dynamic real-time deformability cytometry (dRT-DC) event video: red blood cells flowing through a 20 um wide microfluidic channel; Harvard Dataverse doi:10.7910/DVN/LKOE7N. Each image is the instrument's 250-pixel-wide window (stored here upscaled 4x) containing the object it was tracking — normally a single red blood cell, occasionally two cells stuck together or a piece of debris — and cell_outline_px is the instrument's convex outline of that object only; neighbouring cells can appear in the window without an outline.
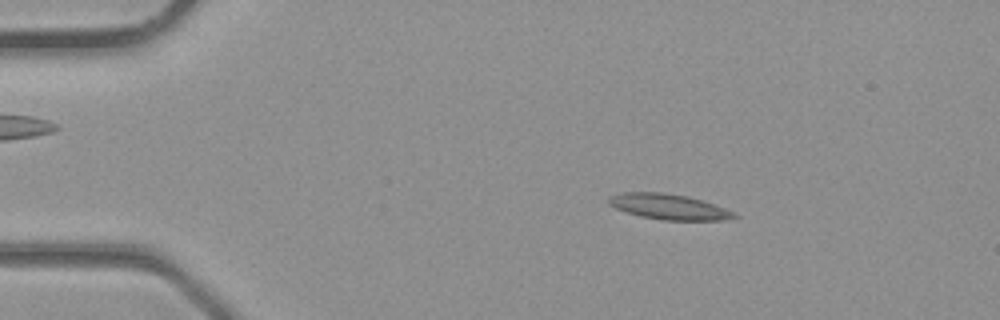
{"species": "common noctule bat (a hibernating species)", "species_latin": "Nyctalus noctula", "temperature_condition": "room temperature", "stored_images_in_passage": 24, "camera_frame_rate_fps": 3000, "um_per_image_px": 0.085, "animal": {"sex": "male", "body_mass_g": 23.1, "forearm_length_mm": 52.7}, "frame": {"image": 1, "passage_image": 6, "time_ms": 1.667, "image_size_px": [1000, 320], "cell_outline_px": [[740, 216], [728, 220], [664, 220], [640, 216], [616, 208], [608, 204], [608, 196], [624, 192], [660, 192], [688, 196], [724, 208]], "centroid_in_image_um": [56.83, 17.57], "position_along_channel_um": 28.2, "area_um2": 18.44}}
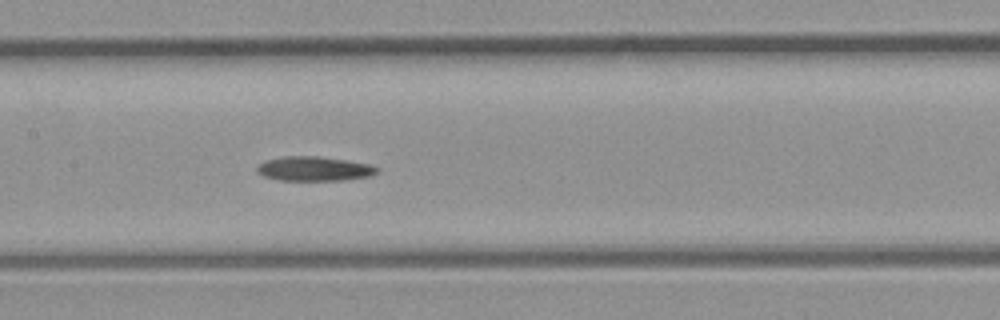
{"frame": {"image": 2, "passage_image": 18, "time_ms": 5.667, "image_size_px": [1000, 320], "cell_outline_px": [[380, 172], [368, 176], [344, 180], [276, 180], [264, 176], [256, 172], [256, 164], [264, 160], [280, 156], [320, 156], [348, 160], [368, 164], [380, 168]], "centroid_in_image_um": [26.66, 14.33], "position_along_channel_um": 180.7, "area_um2": 17.4}}
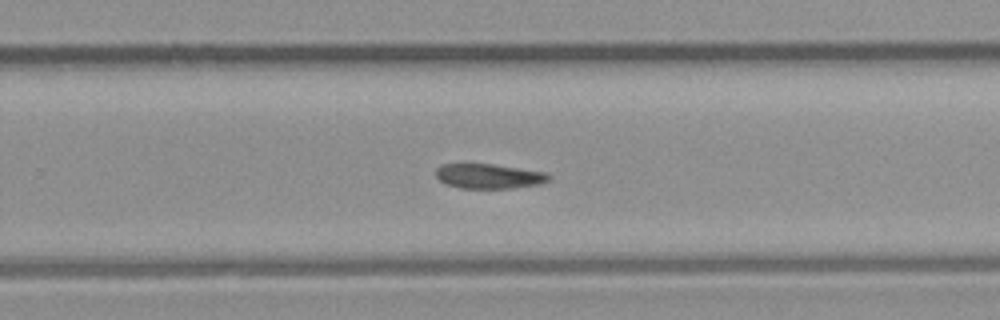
{"frame": {"image": 3, "passage_image": 24, "time_ms": 7.667, "image_size_px": [1000, 320], "cell_outline_px": [[552, 180], [544, 184], [508, 188], [460, 188], [444, 184], [436, 176], [436, 168], [440, 164], [496, 164], [548, 172], [552, 176]], "centroid_in_image_um": [41.63, 14.97], "position_along_channel_um": 288.2, "area_um2": 16.7}}